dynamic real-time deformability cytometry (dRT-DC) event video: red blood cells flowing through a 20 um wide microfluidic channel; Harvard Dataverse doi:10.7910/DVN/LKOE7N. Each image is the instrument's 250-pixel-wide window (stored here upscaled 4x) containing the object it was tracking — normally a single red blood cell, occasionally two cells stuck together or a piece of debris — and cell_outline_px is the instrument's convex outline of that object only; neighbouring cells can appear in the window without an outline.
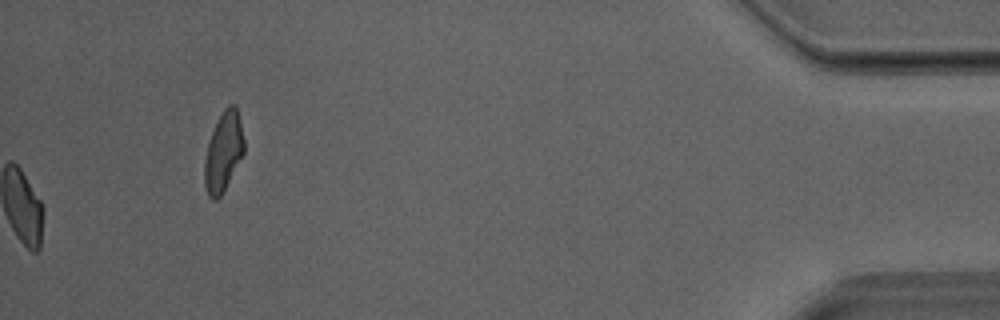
{"species": "Egyptian fruit bat (a non-hibernating species)", "species_latin": "Rousettus aegyptiacus", "temperature_condition": "room temperature", "stored_images_in_passage": 40, "camera_frame_rate_fps": 3000, "um_per_image_px": 0.085, "animal": {"sex": "male"}, "frame": {"image": 1, "passage_image": 40, "time_ms": 13.0, "image_size_px": [1000, 320], "cell_outline_px": [[244, 152], [220, 196], [216, 200], [212, 200], [208, 196], [204, 184], [204, 160], [208, 144], [216, 120], [224, 108], [228, 104], [232, 104], [236, 108], [240, 120], [244, 140]], "centroid_in_image_um": [18.97, 12.89], "position_along_channel_um": 416.2, "area_um2": 18.09}}